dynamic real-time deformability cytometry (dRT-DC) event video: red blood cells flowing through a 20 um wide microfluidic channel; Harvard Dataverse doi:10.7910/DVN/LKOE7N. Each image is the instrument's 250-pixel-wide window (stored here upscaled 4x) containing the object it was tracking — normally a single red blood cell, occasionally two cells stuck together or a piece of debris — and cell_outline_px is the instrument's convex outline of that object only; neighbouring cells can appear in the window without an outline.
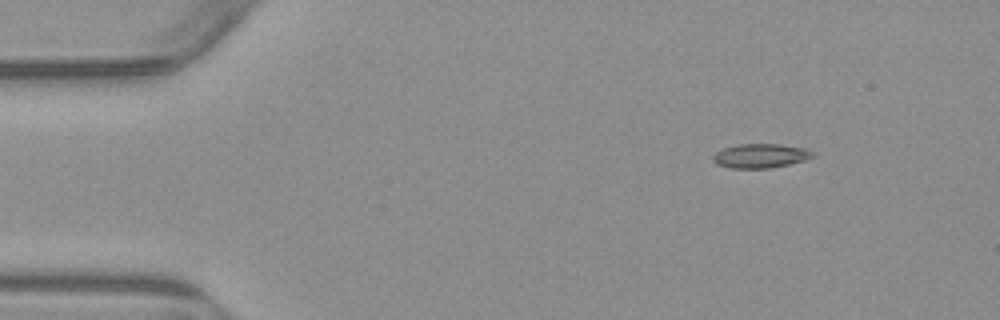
{"species": "common noctule bat (a hibernating species)", "species_latin": "Nyctalus noctula", "temperature_condition": "warm", "stored_images_in_passage": 5, "camera_frame_rate_fps": 3000, "um_per_image_px": 0.085, "animal": {"sex": "male", "body_mass_g": 23.1, "forearm_length_mm": 52.7}, "frame": {"image": 1, "passage_image": 5, "time_ms": 6.0, "image_size_px": [1000, 320], "cell_outline_px": [[816, 156], [804, 160], [772, 168], [728, 168], [716, 164], [712, 160], [712, 156], [716, 152], [724, 148], [736, 144], [780, 144], [804, 148], [812, 152]], "centroid_in_image_um": [64.6, 13.25], "position_along_channel_um": 20.4, "area_um2": 14.1}}